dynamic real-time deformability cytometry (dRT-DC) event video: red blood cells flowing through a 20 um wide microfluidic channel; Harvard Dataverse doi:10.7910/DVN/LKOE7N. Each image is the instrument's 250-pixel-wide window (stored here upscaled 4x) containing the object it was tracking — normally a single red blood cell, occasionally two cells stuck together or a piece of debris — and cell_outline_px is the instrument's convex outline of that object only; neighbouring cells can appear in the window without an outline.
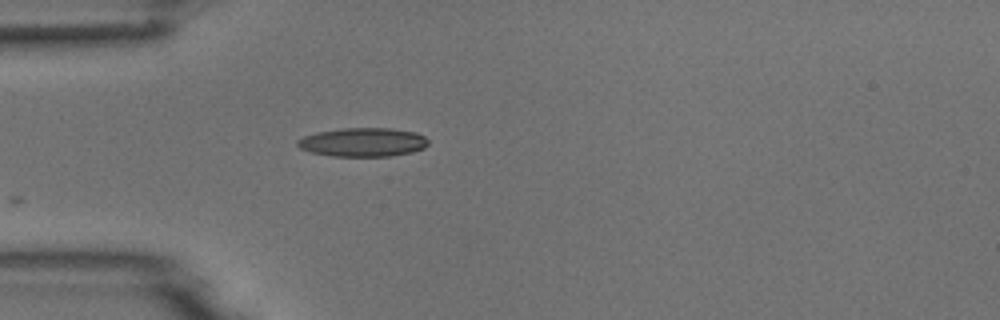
{"species": "common noctule bat (a hibernating species)", "species_latin": "Nyctalus noctula", "temperature_condition": "room temperature", "stored_images_in_passage": 3, "camera_frame_rate_fps": 3000, "um_per_image_px": 0.085, "animal": {"sex": "male", "body_mass_g": 18.8}, "frame": {"image": 1, "passage_image": 1, "time_ms": 0.0, "image_size_px": [1000, 320], "cell_outline_px": [[428, 144], [424, 148], [412, 152], [388, 156], [332, 156], [312, 152], [300, 148], [296, 144], [296, 140], [304, 136], [316, 132], [344, 128], [392, 128], [416, 132], [424, 136], [428, 140]], "centroid_in_image_um": [30.85, 12.08], "position_along_channel_um": 54.1, "area_um2": 21.96}}